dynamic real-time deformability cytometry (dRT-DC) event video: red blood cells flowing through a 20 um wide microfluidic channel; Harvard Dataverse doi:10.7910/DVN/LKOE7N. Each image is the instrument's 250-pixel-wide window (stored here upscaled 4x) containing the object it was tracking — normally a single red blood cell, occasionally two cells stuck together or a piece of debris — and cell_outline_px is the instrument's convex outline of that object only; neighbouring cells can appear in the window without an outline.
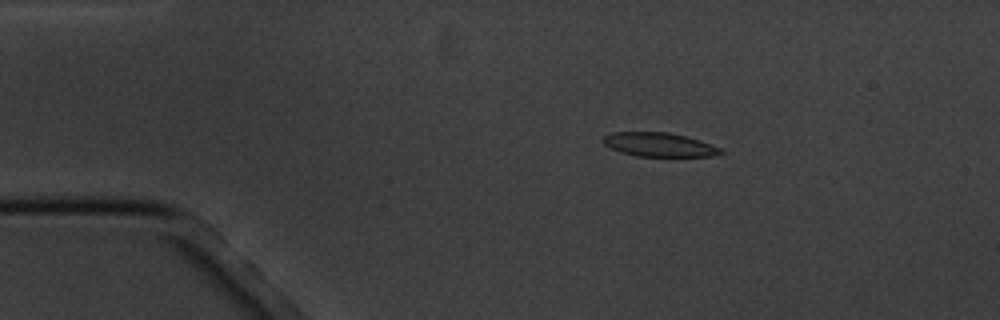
{"species": "common noctule bat (a hibernating species)", "species_latin": "Nyctalus noctula", "temperature_condition": "cold", "stored_images_in_passage": 4, "camera_frame_rate_fps": 3000, "um_per_image_px": 0.085, "animal": {"sex": "male", "body_mass_g": 20.1, "forearm_length_mm": 53.5}, "frame": {"image": 1, "passage_image": 2, "time_ms": 2.0, "image_size_px": [1000, 320], "cell_outline_px": [[724, 152], [712, 156], [636, 156], [620, 152], [604, 144], [600, 140], [604, 136], [612, 132], [668, 132], [700, 140], [720, 148]], "centroid_in_image_um": [55.99, 12.29], "position_along_channel_um": 29.0, "area_um2": 16.3}}
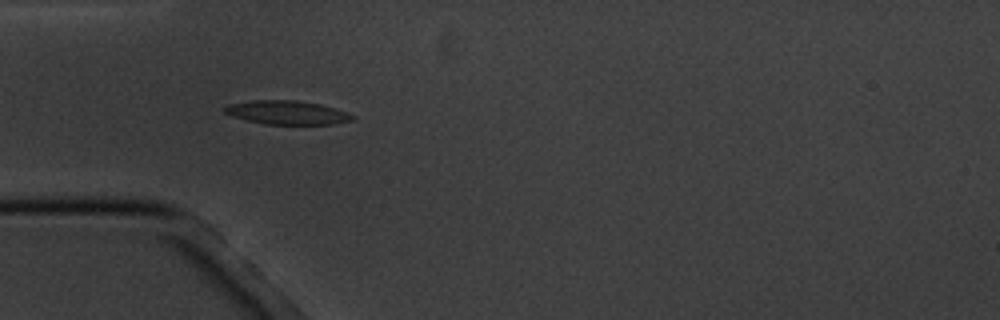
{"frame": {"image": 2, "passage_image": 4, "time_ms": 4.333, "image_size_px": [1000, 320], "cell_outline_px": [[356, 120], [336, 124], [264, 124], [232, 116], [224, 112], [220, 108], [228, 104], [252, 100], [296, 100], [320, 104], [348, 112], [356, 116]], "centroid_in_image_um": [24.42, 9.56], "position_along_channel_um": 60.6, "area_um2": 17.92}}